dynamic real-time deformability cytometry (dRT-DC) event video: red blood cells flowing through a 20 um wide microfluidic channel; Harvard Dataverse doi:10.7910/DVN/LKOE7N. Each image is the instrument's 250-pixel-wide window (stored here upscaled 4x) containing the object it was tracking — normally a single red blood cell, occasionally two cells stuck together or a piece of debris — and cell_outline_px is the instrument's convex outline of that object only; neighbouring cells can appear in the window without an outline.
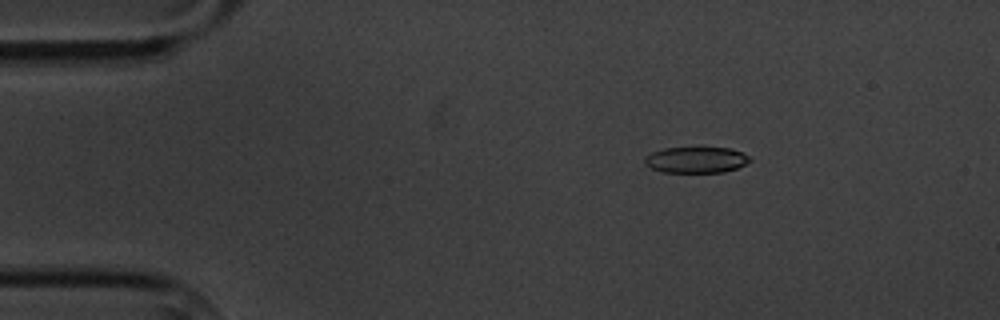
{"species": "common noctule bat (a hibernating species)", "species_latin": "Nyctalus noctula", "temperature_condition": "cold", "stored_images_in_passage": 11, "camera_frame_rate_fps": 3000, "um_per_image_px": 0.085, "animal": {"sex": "male", "body_mass_g": 20.1, "forearm_length_mm": 53.5}, "frame": {"image": 1, "passage_image": 2, "time_ms": 1.333, "image_size_px": [1000, 320], "cell_outline_px": [[752, 160], [736, 168], [724, 172], [664, 172], [652, 168], [644, 164], [644, 156], [652, 152], [664, 148], [732, 148], [748, 156]], "centroid_in_image_um": [59.14, 13.59], "position_along_channel_um": 25.9, "area_um2": 15.84}}
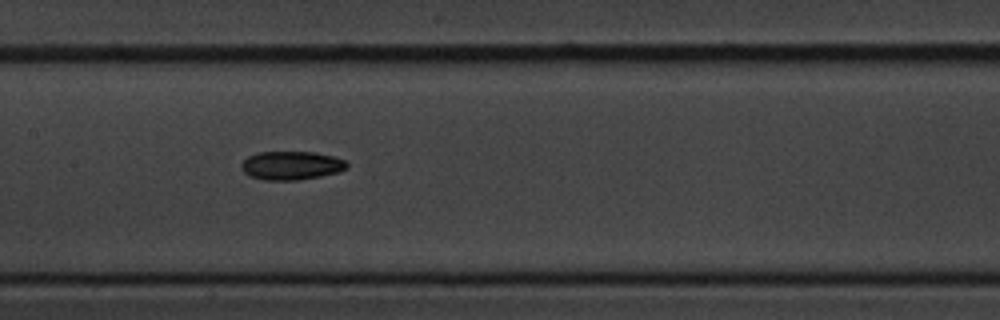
{"frame": {"image": 2, "passage_image": 7, "time_ms": 7.667, "image_size_px": [1000, 320], "cell_outline_px": [[348, 164], [344, 168], [336, 172], [320, 176], [296, 180], [268, 180], [252, 176], [244, 172], [240, 168], [240, 164], [248, 156], [260, 152], [316, 152], [332, 156], [344, 160]], "centroid_in_image_um": [24.73, 14.05], "position_along_channel_um": 182.7, "area_um2": 17.28}}
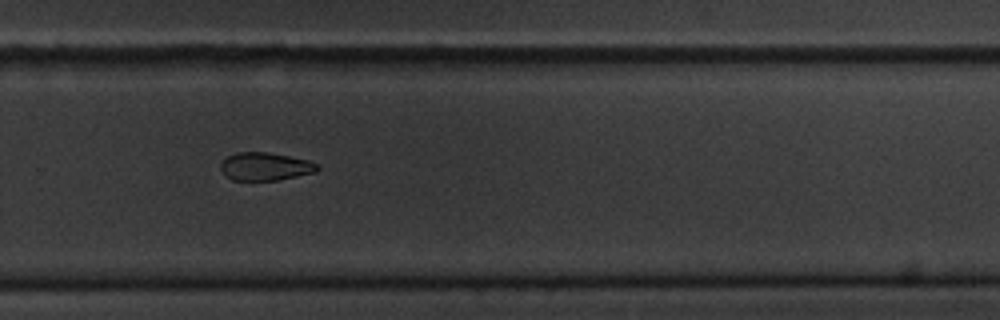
{"frame": {"image": 3, "passage_image": 10, "time_ms": 11.333, "image_size_px": [1000, 320], "cell_outline_px": [[320, 168], [316, 172], [276, 180], [232, 180], [224, 176], [220, 172], [220, 164], [228, 156], [236, 152], [268, 152], [308, 160], [316, 164]], "centroid_in_image_um": [22.49, 14.15], "position_along_channel_um": 307.3, "area_um2": 15.78}}